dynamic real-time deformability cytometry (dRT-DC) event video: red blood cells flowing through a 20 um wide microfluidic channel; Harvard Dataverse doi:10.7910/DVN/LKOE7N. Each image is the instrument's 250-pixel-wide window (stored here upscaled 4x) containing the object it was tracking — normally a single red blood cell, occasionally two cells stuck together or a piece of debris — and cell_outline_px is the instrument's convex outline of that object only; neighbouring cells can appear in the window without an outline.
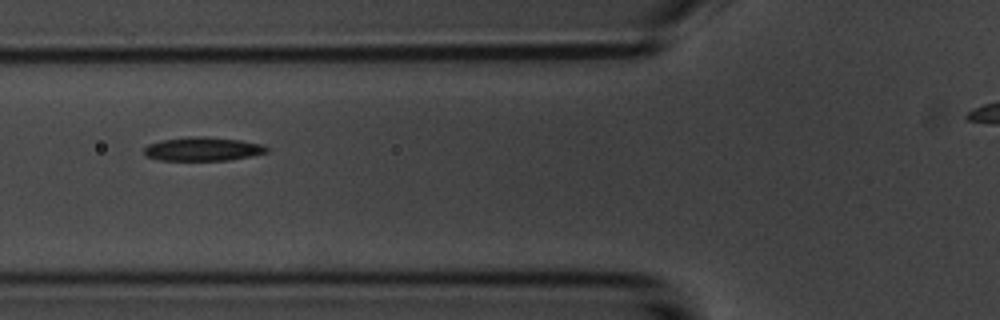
{"species": "common noctule bat (a hibernating species)", "species_latin": "Nyctalus noctula", "temperature_condition": "room temperature", "stored_images_in_passage": 8, "camera_frame_rate_fps": 3000, "um_per_image_px": 0.085, "animal": {"sex": "male", "body_mass_g": 20.1, "forearm_length_mm": 53.5}, "frame": {"image": 1, "passage_image": 3, "time_ms": 2.333, "image_size_px": [1000, 320], "cell_outline_px": [[268, 152], [252, 156], [228, 160], [160, 160], [148, 156], [144, 152], [144, 148], [148, 144], [160, 140], [188, 136], [208, 136], [240, 140], [264, 144], [268, 148]], "centroid_in_image_um": [17.27, 12.65], "position_along_channel_um": 108.5, "area_um2": 17.11}}
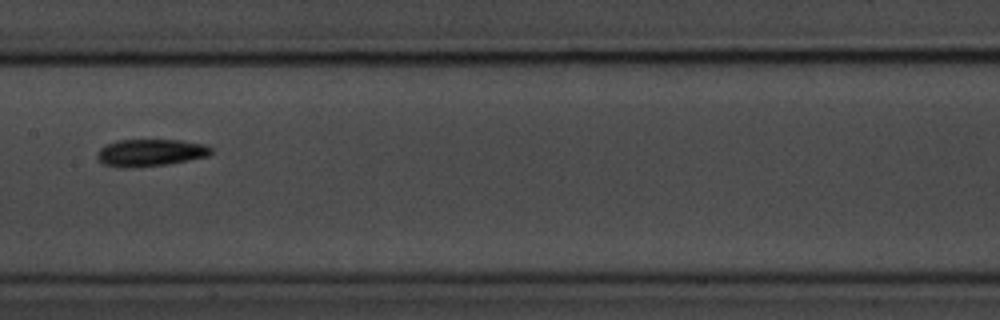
{"frame": {"image": 2, "passage_image": 5, "time_ms": 4.667, "image_size_px": [1000, 320], "cell_outline_px": [[212, 152], [208, 156], [168, 164], [132, 168], [124, 168], [104, 164], [96, 156], [96, 152], [104, 144], [116, 140], [180, 140], [204, 144], [212, 148]], "centroid_in_image_um": [12.75, 12.97], "position_along_channel_um": 194.6, "area_um2": 18.15}}
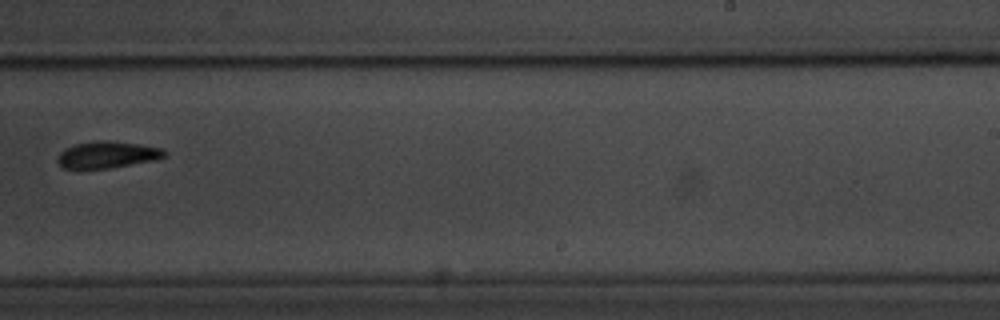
{"frame": {"image": 3, "passage_image": 7, "time_ms": 7.0, "image_size_px": [1000, 320], "cell_outline_px": [[168, 152], [164, 156], [156, 160], [108, 168], [64, 168], [56, 160], [60, 152], [64, 148], [76, 144], [96, 140], [108, 140], [140, 144], [164, 148]], "centroid_in_image_um": [9.15, 13.13], "position_along_channel_um": 279.9, "area_um2": 16.7}}